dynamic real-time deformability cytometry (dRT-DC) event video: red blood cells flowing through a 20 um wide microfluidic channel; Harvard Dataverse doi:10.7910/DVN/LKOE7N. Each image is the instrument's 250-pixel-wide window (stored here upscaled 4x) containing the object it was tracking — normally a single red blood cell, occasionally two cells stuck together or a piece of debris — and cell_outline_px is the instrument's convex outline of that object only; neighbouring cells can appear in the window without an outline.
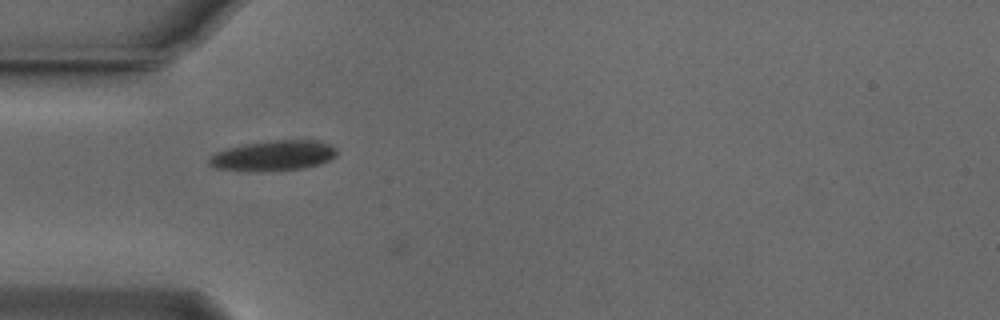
{"species": "Egyptian fruit bat (a non-hibernating species)", "species_latin": "Rousettus aegyptiacus", "temperature_condition": "cold", "stored_images_in_passage": 25, "camera_frame_rate_fps": 3000, "um_per_image_px": 0.085, "animal": {"sex": "male"}, "frame": {"image": 1, "passage_image": 3, "time_ms": 0.667, "image_size_px": [1000, 320], "cell_outline_px": [[336, 156], [320, 164], [300, 168], [260, 172], [248, 172], [216, 168], [208, 164], [208, 160], [216, 152], [224, 148], [244, 144], [268, 140], [316, 140], [332, 144], [336, 148]], "centroid_in_image_um": [23.21, 13.23], "position_along_channel_um": 61.8, "area_um2": 22.83}}
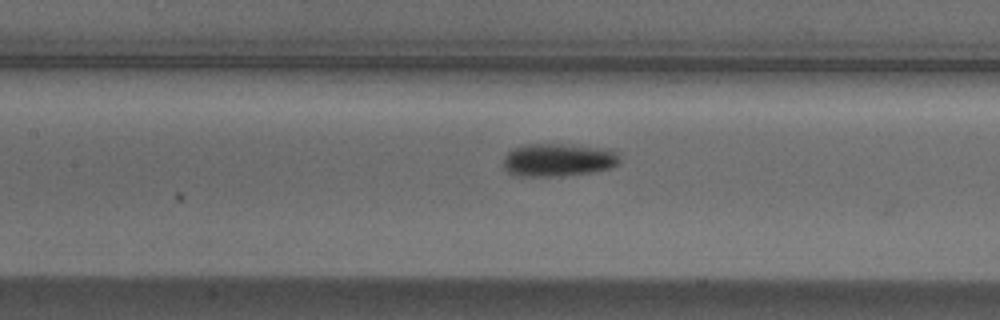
{"frame": {"image": 2, "passage_image": 11, "time_ms": 3.333, "image_size_px": [1000, 320], "cell_outline_px": [[620, 164], [612, 168], [592, 172], [560, 176], [512, 176], [504, 168], [504, 156], [512, 148], [524, 144], [572, 144], [608, 148], [616, 152], [620, 156]], "centroid_in_image_um": [47.47, 13.58], "position_along_channel_um": 159.9, "area_um2": 22.89}}
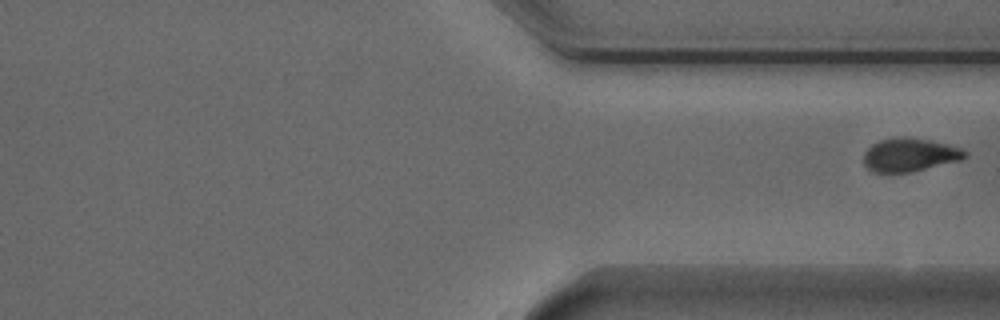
{"frame": {"image": 3, "passage_image": 25, "time_ms": 8.0, "image_size_px": [1000, 320], "cell_outline_px": [[968, 156], [964, 160], [912, 172], [872, 172], [864, 164], [864, 152], [872, 144], [880, 140], [904, 136], [908, 136], [948, 144], [964, 148], [968, 152]], "centroid_in_image_um": [77.4, 13.16], "position_along_channel_um": 334.0, "area_um2": 20.06}}